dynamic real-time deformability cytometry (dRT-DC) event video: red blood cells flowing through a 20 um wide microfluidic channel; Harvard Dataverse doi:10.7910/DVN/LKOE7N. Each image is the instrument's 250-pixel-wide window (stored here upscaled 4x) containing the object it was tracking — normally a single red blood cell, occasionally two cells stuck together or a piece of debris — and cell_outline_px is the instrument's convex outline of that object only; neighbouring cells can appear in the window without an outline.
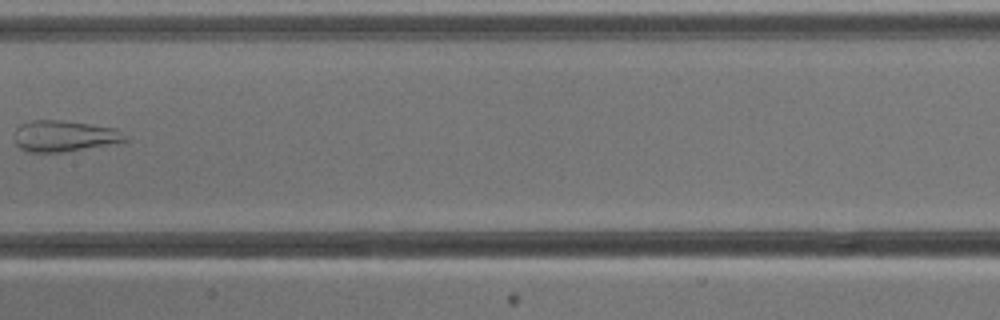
{"species": "common noctule bat (a hibernating species)", "species_latin": "Nyctalus noctula", "temperature_condition": "cold", "stored_images_in_passage": 6, "camera_frame_rate_fps": 3000, "um_per_image_px": 0.085, "animal": {"sex": "male", "body_mass_g": 13.3}, "frame": {"image": 1, "passage_image": 5, "time_ms": 4.667, "image_size_px": [1000, 320], "cell_outline_px": [[128, 140], [108, 144], [64, 152], [28, 152], [20, 148], [16, 144], [16, 128], [20, 124], [32, 120], [60, 120], [116, 128]], "centroid_in_image_um": [5.41, 11.56], "position_along_channel_um": 202.0, "area_um2": 19.71}}